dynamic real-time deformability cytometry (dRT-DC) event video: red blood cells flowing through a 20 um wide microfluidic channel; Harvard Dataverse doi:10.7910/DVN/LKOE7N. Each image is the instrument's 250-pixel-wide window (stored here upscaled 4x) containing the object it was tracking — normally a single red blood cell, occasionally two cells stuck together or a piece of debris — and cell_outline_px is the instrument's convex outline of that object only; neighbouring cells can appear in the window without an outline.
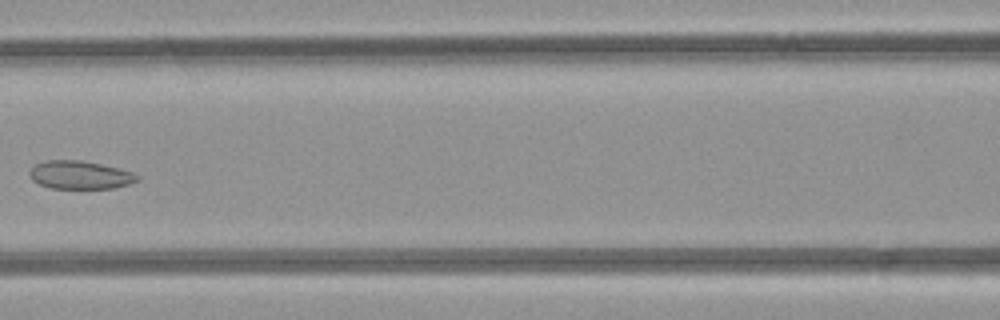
{"species": "common noctule bat (a hibernating species)", "species_latin": "Nyctalus noctula", "temperature_condition": "room temperature", "stored_images_in_passage": 7, "camera_frame_rate_fps": 3000, "um_per_image_px": 0.085, "animal": {"sex": "female", "body_mass_g": 21.9}, "frame": {"image": 1, "passage_image": 6, "time_ms": 6.0, "image_size_px": [1000, 320], "cell_outline_px": [[140, 180], [116, 188], [52, 188], [40, 184], [32, 180], [28, 172], [36, 164], [44, 160], [80, 160], [100, 164], [132, 172], [140, 176]], "centroid_in_image_um": [6.8, 14.87], "position_along_channel_um": 159.8, "area_um2": 17.57}}
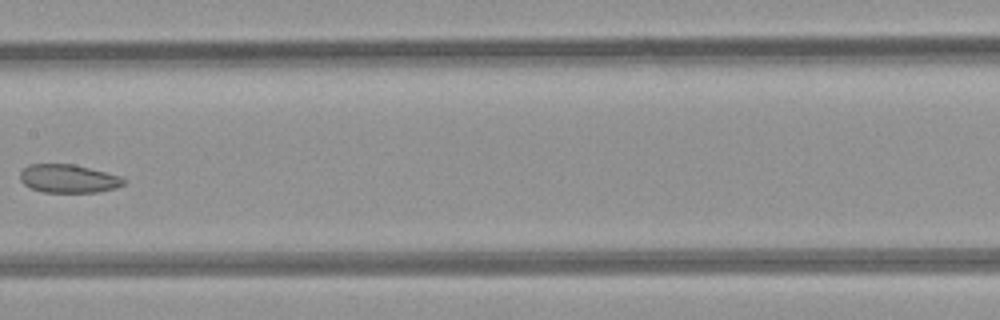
{"frame": {"image": 2, "passage_image": 7, "time_ms": 7.0, "image_size_px": [1000, 320], "cell_outline_px": [[128, 180], [124, 184], [116, 188], [96, 192], [44, 192], [32, 188], [24, 184], [20, 180], [20, 172], [28, 164], [72, 164], [120, 176]], "centroid_in_image_um": [5.82, 15.18], "position_along_channel_um": 201.6, "area_um2": 16.99}}